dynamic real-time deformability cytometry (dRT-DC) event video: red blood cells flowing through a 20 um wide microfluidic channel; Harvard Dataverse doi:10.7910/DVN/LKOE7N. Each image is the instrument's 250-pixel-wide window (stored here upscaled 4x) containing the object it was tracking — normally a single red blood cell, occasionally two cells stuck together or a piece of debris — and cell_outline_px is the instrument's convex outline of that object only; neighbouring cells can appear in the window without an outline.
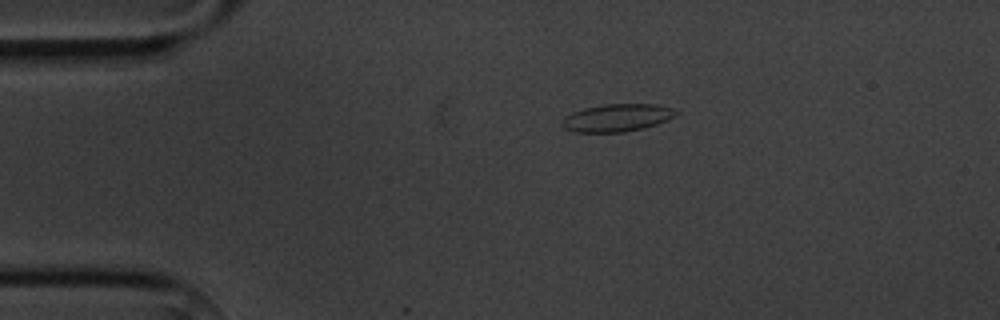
{"species": "common noctule bat (a hibernating species)", "species_latin": "Nyctalus noctula", "temperature_condition": "cold", "stored_images_in_passage": 4, "camera_frame_rate_fps": 3000, "um_per_image_px": 0.085, "animal": {"sex": "male", "body_mass_g": 20.1, "forearm_length_mm": 53.5}, "frame": {"image": 1, "passage_image": 1, "time_ms": 0.0, "image_size_px": [1000, 320], "cell_outline_px": [[680, 112], [676, 116], [668, 120], [644, 128], [624, 132], [576, 132], [564, 128], [564, 116], [572, 112], [584, 108], [604, 104], [656, 104], [672, 108]], "centroid_in_image_um": [52.5, 10.0], "position_along_channel_um": 32.5, "area_um2": 18.32}}
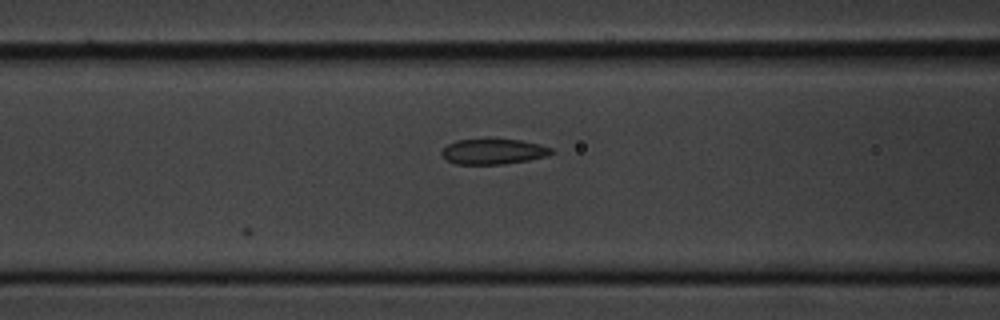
{"frame": {"image": 2, "passage_image": 4, "time_ms": 3.667, "image_size_px": [1000, 320], "cell_outline_px": [[556, 152], [548, 156], [528, 160], [504, 164], [456, 164], [448, 160], [440, 152], [448, 144], [456, 140], [488, 136], [520, 140], [540, 144], [552, 148]], "centroid_in_image_um": [41.96, 12.83], "position_along_channel_um": 124.6, "area_um2": 16.99}}